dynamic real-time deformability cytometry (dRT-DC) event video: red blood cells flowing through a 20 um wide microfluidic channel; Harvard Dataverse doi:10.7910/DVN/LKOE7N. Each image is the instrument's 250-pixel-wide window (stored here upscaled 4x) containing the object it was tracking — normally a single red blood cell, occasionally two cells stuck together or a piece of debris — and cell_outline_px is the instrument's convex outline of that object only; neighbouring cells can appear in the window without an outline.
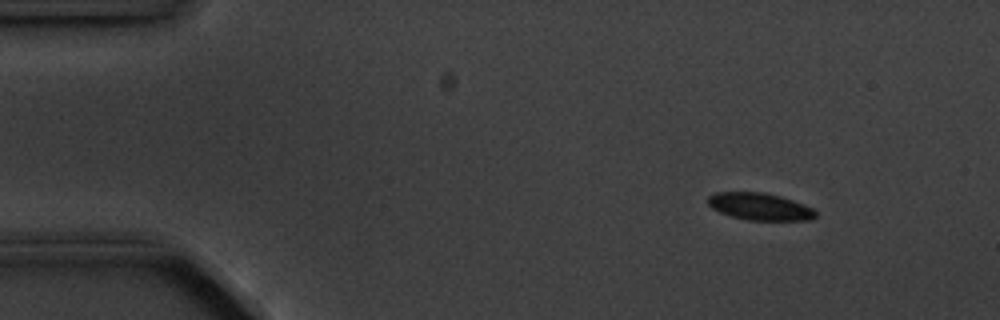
{"species": "common noctule bat (a hibernating species)", "species_latin": "Nyctalus noctula", "temperature_condition": "cold", "stored_images_in_passage": 4, "camera_frame_rate_fps": 3000, "um_per_image_px": 0.085, "animal": {"sex": "male", "body_mass_g": 20.1, "forearm_length_mm": 53.5}, "frame": {"image": 1, "passage_image": 1, "time_ms": 0.0, "image_size_px": [1000, 320], "cell_outline_px": [[816, 216], [812, 220], [748, 220], [732, 216], [720, 212], [712, 208], [708, 204], [708, 196], [716, 192], [764, 192], [780, 196], [804, 204], [812, 208], [816, 212]], "centroid_in_image_um": [64.59, 17.55], "position_along_channel_um": 20.4, "area_um2": 16.99}}
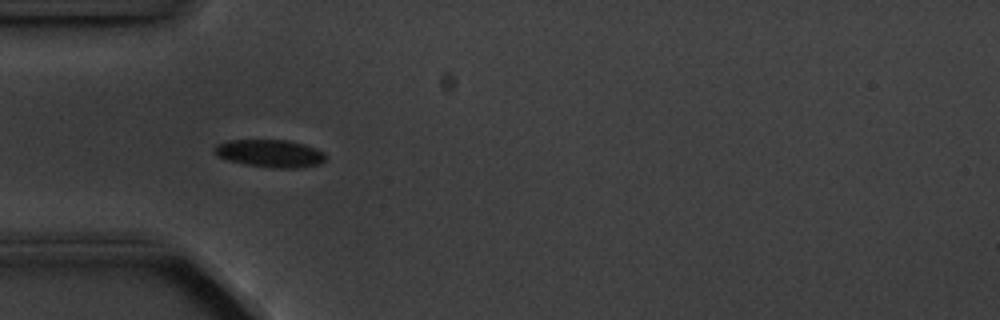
{"frame": {"image": 2, "passage_image": 3, "time_ms": 3.333, "image_size_px": [1000, 320], "cell_outline_px": [[328, 156], [320, 164], [300, 168], [272, 168], [244, 164], [228, 160], [212, 152], [212, 148], [216, 144], [228, 140], [288, 140], [304, 144], [316, 148], [324, 152]], "centroid_in_image_um": [22.96, 13.04], "position_along_channel_um": 62.0, "area_um2": 18.15}}
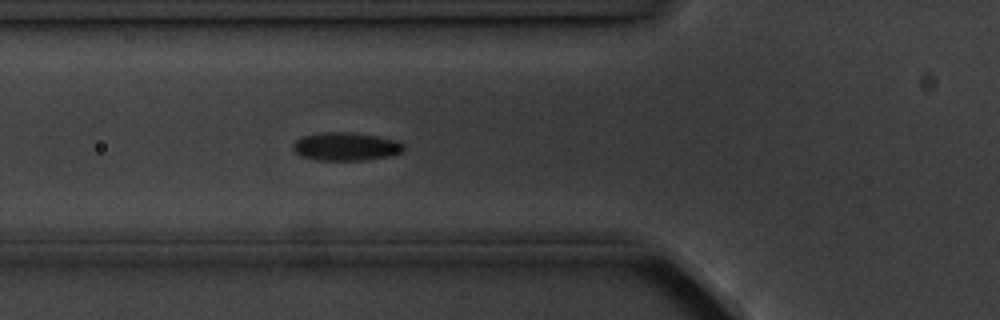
{"frame": {"image": 3, "passage_image": 4, "time_ms": 4.333, "image_size_px": [1000, 320], "cell_outline_px": [[404, 152], [392, 156], [364, 160], [316, 160], [300, 156], [292, 148], [292, 144], [296, 140], [304, 136], [320, 132], [352, 132], [376, 136], [396, 140], [404, 144]], "centroid_in_image_um": [29.41, 12.46], "position_along_channel_um": 96.4, "area_um2": 18.38}}